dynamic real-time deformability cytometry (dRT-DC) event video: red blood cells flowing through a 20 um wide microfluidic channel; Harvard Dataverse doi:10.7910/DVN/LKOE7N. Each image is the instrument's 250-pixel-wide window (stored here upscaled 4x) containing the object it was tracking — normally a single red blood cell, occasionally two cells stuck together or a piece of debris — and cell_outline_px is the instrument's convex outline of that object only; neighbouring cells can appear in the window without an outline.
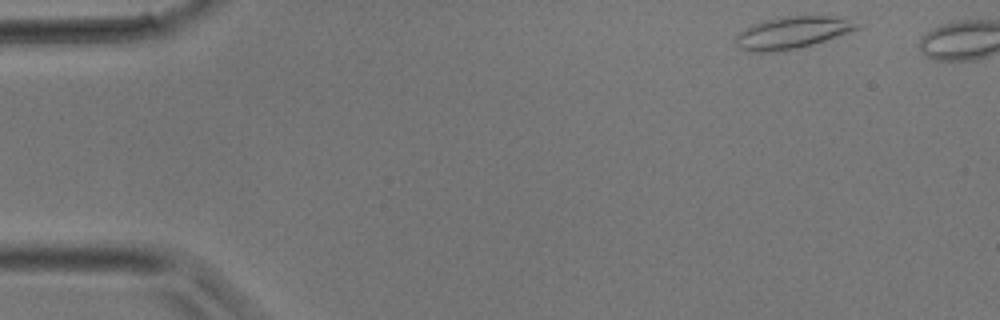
{"species": "common noctule bat (a hibernating species)", "species_latin": "Nyctalus noctula", "temperature_condition": "room temperature", "stored_images_in_passage": 33, "camera_frame_rate_fps": 3000, "um_per_image_px": 0.085, "animal": {"sex": "male", "body_mass_g": 17.9}, "frame": {"image": 1, "passage_image": 1, "time_ms": 0.0, "image_size_px": [1000, 320], "cell_outline_px": [[860, 24], [856, 28], [848, 32], [800, 48], [776, 52], [748, 52], [736, 48], [736, 32], [764, 20], [788, 16], [856, 16]], "centroid_in_image_um": [67.36, 2.76], "position_along_channel_um": 17.6, "area_um2": 23.06}}
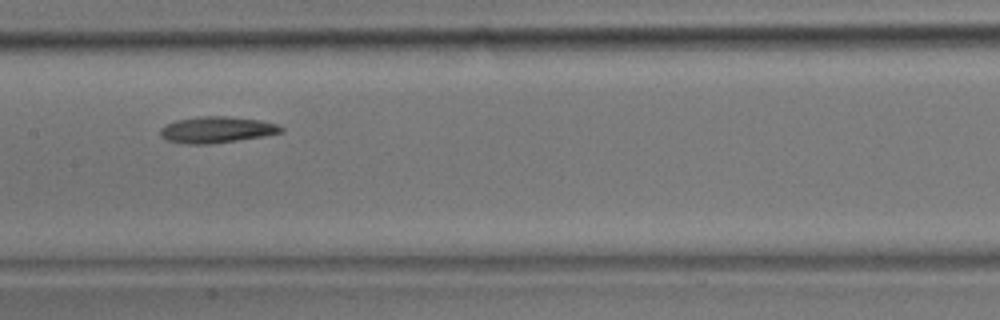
{"frame": {"image": 2, "passage_image": 17, "time_ms": 5.333, "image_size_px": [1000, 320], "cell_outline_px": [[284, 132], [264, 136], [208, 144], [184, 144], [168, 140], [160, 136], [160, 128], [176, 120], [200, 116], [224, 116], [260, 120], [276, 124], [284, 128]], "centroid_in_image_um": [18.42, 11.03], "position_along_channel_um": 189.0, "area_um2": 18.38}}
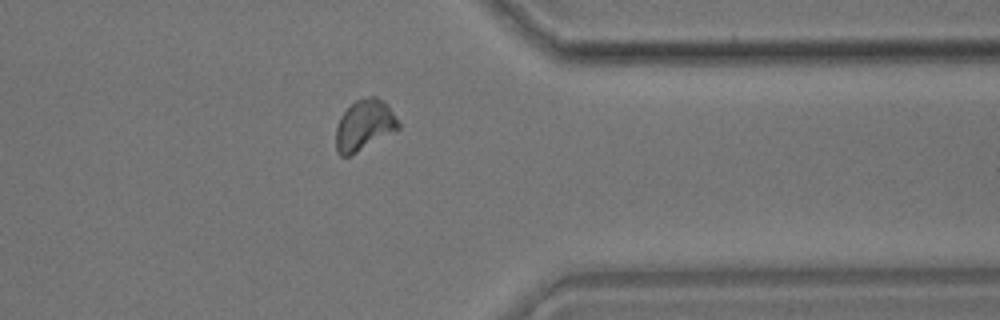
{"frame": {"image": 3, "passage_image": 29, "time_ms": 9.333, "image_size_px": [1000, 320], "cell_outline_px": [[400, 128], [356, 152], [348, 156], [340, 156], [336, 152], [336, 128], [340, 116], [356, 100], [372, 96], [376, 96], [384, 100], [400, 124]], "centroid_in_image_um": [30.95, 10.63], "position_along_channel_um": 380.5, "area_um2": 18.15}}